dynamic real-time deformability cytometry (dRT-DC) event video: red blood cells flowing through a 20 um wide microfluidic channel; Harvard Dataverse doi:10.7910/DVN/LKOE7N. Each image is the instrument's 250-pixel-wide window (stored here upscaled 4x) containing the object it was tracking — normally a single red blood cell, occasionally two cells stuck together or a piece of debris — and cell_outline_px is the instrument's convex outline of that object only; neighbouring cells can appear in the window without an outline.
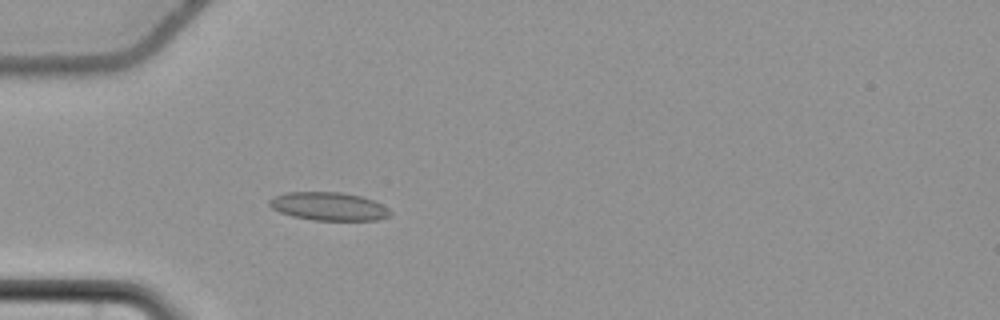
{"species": "common noctule bat (a hibernating species)", "species_latin": "Nyctalus noctula", "temperature_condition": "cold", "stored_images_in_passage": 59, "camera_frame_rate_fps": 3000, "um_per_image_px": 0.085, "animal": {"sex": "female", "body_mass_g": 22.7, "forearm_length_mm": 54.2}, "frame": {"image": 1, "passage_image": 20, "time_ms": 6.333, "image_size_px": [1000, 320], "cell_outline_px": [[392, 212], [388, 216], [380, 220], [312, 220], [292, 216], [280, 212], [272, 208], [268, 204], [268, 200], [284, 192], [340, 192], [360, 196], [372, 200], [388, 208]], "centroid_in_image_um": [27.92, 17.54], "position_along_channel_um": 57.1, "area_um2": 19.83}}
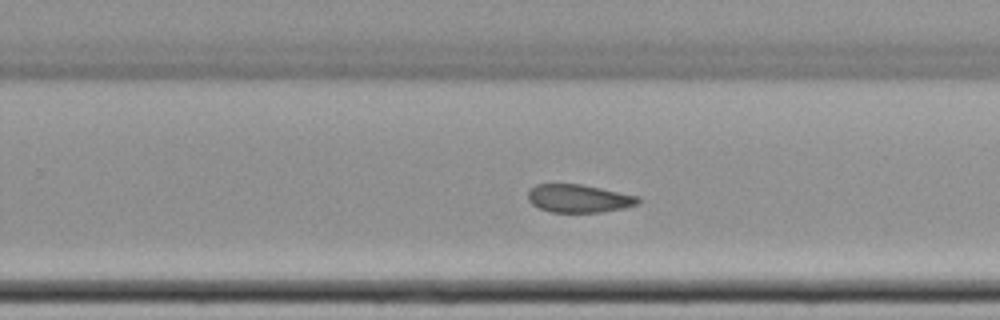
{"frame": {"image": 2, "passage_image": 39, "time_ms": 12.667, "image_size_px": [1000, 320], "cell_outline_px": [[640, 200], [636, 204], [624, 208], [600, 212], [552, 212], [540, 208], [532, 204], [528, 200], [528, 188], [536, 184], [580, 184], [640, 196]], "centroid_in_image_um": [49.17, 16.86], "position_along_channel_um": 280.6, "area_um2": 17.98}}
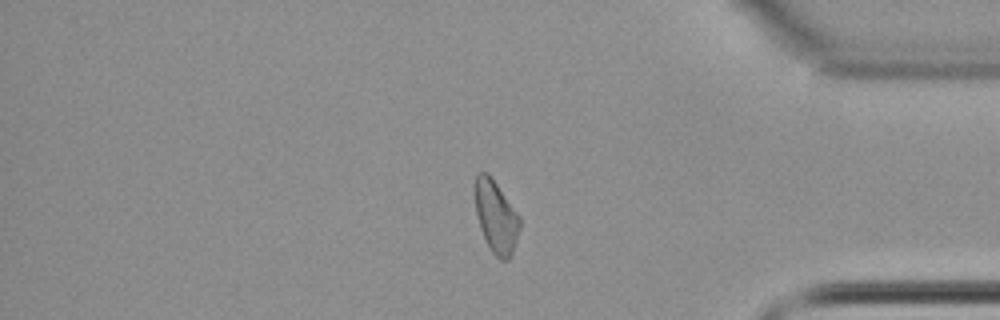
{"frame": {"image": 3, "passage_image": 50, "time_ms": 16.333, "image_size_px": [1000, 320], "cell_outline_px": [[520, 228], [512, 252], [508, 260], [500, 260], [492, 252], [480, 228], [476, 212], [472, 188], [476, 172], [488, 172], [520, 216]], "centroid_in_image_um": [42.12, 18.35], "position_along_channel_um": 393.1, "area_um2": 19.07}, "authors_computed_cell_mechanics": {"area_um2": 19.2474, "velocity_mm_per_s": 3.6802, "shape_relaxation_time_tau1_ms": null, "shape_relaxation_time_tau2_ms": 2.3674, "deformation_change_tau1": null, "deformation_change_tau2": 0.0825}}